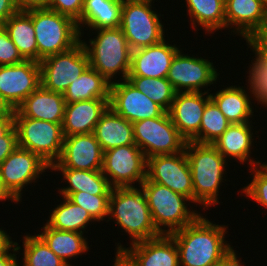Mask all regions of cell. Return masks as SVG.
<instances>
[{
	"instance_id": "1",
	"label": "cell",
	"mask_w": 267,
	"mask_h": 266,
	"mask_svg": "<svg viewBox=\"0 0 267 266\" xmlns=\"http://www.w3.org/2000/svg\"><path fill=\"white\" fill-rule=\"evenodd\" d=\"M202 214L191 224L169 234L179 251V266H215L233 247L226 240V225Z\"/></svg>"
},
{
	"instance_id": "2",
	"label": "cell",
	"mask_w": 267,
	"mask_h": 266,
	"mask_svg": "<svg viewBox=\"0 0 267 266\" xmlns=\"http://www.w3.org/2000/svg\"><path fill=\"white\" fill-rule=\"evenodd\" d=\"M185 152L192 174L194 203L208 210L220 203L219 189L226 181V165L230 161L213 144L187 141Z\"/></svg>"
},
{
	"instance_id": "3",
	"label": "cell",
	"mask_w": 267,
	"mask_h": 266,
	"mask_svg": "<svg viewBox=\"0 0 267 266\" xmlns=\"http://www.w3.org/2000/svg\"><path fill=\"white\" fill-rule=\"evenodd\" d=\"M120 226L130 238V245L162 235L155 227L146 196L138 187L112 188L109 198L110 220Z\"/></svg>"
},
{
	"instance_id": "4",
	"label": "cell",
	"mask_w": 267,
	"mask_h": 266,
	"mask_svg": "<svg viewBox=\"0 0 267 266\" xmlns=\"http://www.w3.org/2000/svg\"><path fill=\"white\" fill-rule=\"evenodd\" d=\"M95 38L80 40L88 55L89 65L104 76L110 83L128 79L131 67L132 50L120 27L92 30ZM88 43V44H87ZM122 77V78H121Z\"/></svg>"
},
{
	"instance_id": "5",
	"label": "cell",
	"mask_w": 267,
	"mask_h": 266,
	"mask_svg": "<svg viewBox=\"0 0 267 266\" xmlns=\"http://www.w3.org/2000/svg\"><path fill=\"white\" fill-rule=\"evenodd\" d=\"M140 186L146 196L154 225L161 234L169 235L182 229L201 215L188 207L192 203L188 197L173 192L166 186L151 182L147 178Z\"/></svg>"
},
{
	"instance_id": "6",
	"label": "cell",
	"mask_w": 267,
	"mask_h": 266,
	"mask_svg": "<svg viewBox=\"0 0 267 266\" xmlns=\"http://www.w3.org/2000/svg\"><path fill=\"white\" fill-rule=\"evenodd\" d=\"M32 22L38 46V62L70 50L80 40L77 22L48 8H33Z\"/></svg>"
},
{
	"instance_id": "7",
	"label": "cell",
	"mask_w": 267,
	"mask_h": 266,
	"mask_svg": "<svg viewBox=\"0 0 267 266\" xmlns=\"http://www.w3.org/2000/svg\"><path fill=\"white\" fill-rule=\"evenodd\" d=\"M154 0H123L120 28L131 50L160 43L166 35L164 23L152 7Z\"/></svg>"
},
{
	"instance_id": "8",
	"label": "cell",
	"mask_w": 267,
	"mask_h": 266,
	"mask_svg": "<svg viewBox=\"0 0 267 266\" xmlns=\"http://www.w3.org/2000/svg\"><path fill=\"white\" fill-rule=\"evenodd\" d=\"M132 124L135 144L146 159L156 155H173L185 150L187 140L176 129L166 111L159 117Z\"/></svg>"
},
{
	"instance_id": "9",
	"label": "cell",
	"mask_w": 267,
	"mask_h": 266,
	"mask_svg": "<svg viewBox=\"0 0 267 266\" xmlns=\"http://www.w3.org/2000/svg\"><path fill=\"white\" fill-rule=\"evenodd\" d=\"M18 147L39 155L52 166L60 157L64 143L62 124L28 117H14Z\"/></svg>"
},
{
	"instance_id": "10",
	"label": "cell",
	"mask_w": 267,
	"mask_h": 266,
	"mask_svg": "<svg viewBox=\"0 0 267 266\" xmlns=\"http://www.w3.org/2000/svg\"><path fill=\"white\" fill-rule=\"evenodd\" d=\"M48 169L50 170L51 166L39 155L17 146L0 164L1 184L8 194L19 203L22 202L23 188L29 184H35Z\"/></svg>"
},
{
	"instance_id": "11",
	"label": "cell",
	"mask_w": 267,
	"mask_h": 266,
	"mask_svg": "<svg viewBox=\"0 0 267 266\" xmlns=\"http://www.w3.org/2000/svg\"><path fill=\"white\" fill-rule=\"evenodd\" d=\"M147 159L137 145L119 146L103 152L102 173L112 188L138 187L146 179ZM138 182V183H137Z\"/></svg>"
},
{
	"instance_id": "12",
	"label": "cell",
	"mask_w": 267,
	"mask_h": 266,
	"mask_svg": "<svg viewBox=\"0 0 267 266\" xmlns=\"http://www.w3.org/2000/svg\"><path fill=\"white\" fill-rule=\"evenodd\" d=\"M39 63L41 86L62 94L90 66L81 41L70 50L49 56Z\"/></svg>"
},
{
	"instance_id": "13",
	"label": "cell",
	"mask_w": 267,
	"mask_h": 266,
	"mask_svg": "<svg viewBox=\"0 0 267 266\" xmlns=\"http://www.w3.org/2000/svg\"><path fill=\"white\" fill-rule=\"evenodd\" d=\"M182 51L180 48L172 59L167 75L176 93L203 92L206 87L215 85L220 73L214 63L209 59L194 57L195 55L189 56Z\"/></svg>"
},
{
	"instance_id": "14",
	"label": "cell",
	"mask_w": 267,
	"mask_h": 266,
	"mask_svg": "<svg viewBox=\"0 0 267 266\" xmlns=\"http://www.w3.org/2000/svg\"><path fill=\"white\" fill-rule=\"evenodd\" d=\"M146 178L188 197L194 204L192 174L185 150L147 158Z\"/></svg>"
},
{
	"instance_id": "15",
	"label": "cell",
	"mask_w": 267,
	"mask_h": 266,
	"mask_svg": "<svg viewBox=\"0 0 267 266\" xmlns=\"http://www.w3.org/2000/svg\"><path fill=\"white\" fill-rule=\"evenodd\" d=\"M109 107L133 123L161 116L165 110L140 92L128 79L111 83Z\"/></svg>"
},
{
	"instance_id": "16",
	"label": "cell",
	"mask_w": 267,
	"mask_h": 266,
	"mask_svg": "<svg viewBox=\"0 0 267 266\" xmlns=\"http://www.w3.org/2000/svg\"><path fill=\"white\" fill-rule=\"evenodd\" d=\"M40 85L39 62L25 60L16 65L0 66V96L12 110Z\"/></svg>"
},
{
	"instance_id": "17",
	"label": "cell",
	"mask_w": 267,
	"mask_h": 266,
	"mask_svg": "<svg viewBox=\"0 0 267 266\" xmlns=\"http://www.w3.org/2000/svg\"><path fill=\"white\" fill-rule=\"evenodd\" d=\"M116 253H121L132 266H179L177 245L167 234L131 244L129 247H124L119 242Z\"/></svg>"
},
{
	"instance_id": "18",
	"label": "cell",
	"mask_w": 267,
	"mask_h": 266,
	"mask_svg": "<svg viewBox=\"0 0 267 266\" xmlns=\"http://www.w3.org/2000/svg\"><path fill=\"white\" fill-rule=\"evenodd\" d=\"M103 150L94 133L64 136L59 159L51 168L102 170Z\"/></svg>"
},
{
	"instance_id": "19",
	"label": "cell",
	"mask_w": 267,
	"mask_h": 266,
	"mask_svg": "<svg viewBox=\"0 0 267 266\" xmlns=\"http://www.w3.org/2000/svg\"><path fill=\"white\" fill-rule=\"evenodd\" d=\"M266 23L267 6L260 0H225V28L231 35L250 42Z\"/></svg>"
},
{
	"instance_id": "20",
	"label": "cell",
	"mask_w": 267,
	"mask_h": 266,
	"mask_svg": "<svg viewBox=\"0 0 267 266\" xmlns=\"http://www.w3.org/2000/svg\"><path fill=\"white\" fill-rule=\"evenodd\" d=\"M210 88L204 92H179L168 111L180 134L190 141L200 129L206 103L211 99Z\"/></svg>"
},
{
	"instance_id": "21",
	"label": "cell",
	"mask_w": 267,
	"mask_h": 266,
	"mask_svg": "<svg viewBox=\"0 0 267 266\" xmlns=\"http://www.w3.org/2000/svg\"><path fill=\"white\" fill-rule=\"evenodd\" d=\"M179 48L163 39L158 44L132 50L128 76L167 78L172 59Z\"/></svg>"
},
{
	"instance_id": "22",
	"label": "cell",
	"mask_w": 267,
	"mask_h": 266,
	"mask_svg": "<svg viewBox=\"0 0 267 266\" xmlns=\"http://www.w3.org/2000/svg\"><path fill=\"white\" fill-rule=\"evenodd\" d=\"M65 108L66 102L62 93L47 90L40 85L13 110V116L62 124Z\"/></svg>"
},
{
	"instance_id": "23",
	"label": "cell",
	"mask_w": 267,
	"mask_h": 266,
	"mask_svg": "<svg viewBox=\"0 0 267 266\" xmlns=\"http://www.w3.org/2000/svg\"><path fill=\"white\" fill-rule=\"evenodd\" d=\"M110 98H95L66 104L62 130L64 136L93 133Z\"/></svg>"
},
{
	"instance_id": "24",
	"label": "cell",
	"mask_w": 267,
	"mask_h": 266,
	"mask_svg": "<svg viewBox=\"0 0 267 266\" xmlns=\"http://www.w3.org/2000/svg\"><path fill=\"white\" fill-rule=\"evenodd\" d=\"M252 124V122L231 124L213 145L225 159L238 160L242 165L249 164L250 168L260 165L262 161H254L250 155L255 144Z\"/></svg>"
},
{
	"instance_id": "25",
	"label": "cell",
	"mask_w": 267,
	"mask_h": 266,
	"mask_svg": "<svg viewBox=\"0 0 267 266\" xmlns=\"http://www.w3.org/2000/svg\"><path fill=\"white\" fill-rule=\"evenodd\" d=\"M245 88L238 84L210 93L211 99L231 124L252 122L251 118L254 117V102H251L252 97Z\"/></svg>"
},
{
	"instance_id": "26",
	"label": "cell",
	"mask_w": 267,
	"mask_h": 266,
	"mask_svg": "<svg viewBox=\"0 0 267 266\" xmlns=\"http://www.w3.org/2000/svg\"><path fill=\"white\" fill-rule=\"evenodd\" d=\"M93 133L103 152L119 146L136 145L133 124L110 107L101 115Z\"/></svg>"
},
{
	"instance_id": "27",
	"label": "cell",
	"mask_w": 267,
	"mask_h": 266,
	"mask_svg": "<svg viewBox=\"0 0 267 266\" xmlns=\"http://www.w3.org/2000/svg\"><path fill=\"white\" fill-rule=\"evenodd\" d=\"M122 6L123 0H84L80 22L77 24L80 37L84 36V27L89 28V31L119 27Z\"/></svg>"
},
{
	"instance_id": "28",
	"label": "cell",
	"mask_w": 267,
	"mask_h": 266,
	"mask_svg": "<svg viewBox=\"0 0 267 266\" xmlns=\"http://www.w3.org/2000/svg\"><path fill=\"white\" fill-rule=\"evenodd\" d=\"M61 172L67 183L66 187L58 188L61 196L68 197L73 192H85L90 195H110L112 187L101 170L88 171L71 168H51L50 171Z\"/></svg>"
},
{
	"instance_id": "29",
	"label": "cell",
	"mask_w": 267,
	"mask_h": 266,
	"mask_svg": "<svg viewBox=\"0 0 267 266\" xmlns=\"http://www.w3.org/2000/svg\"><path fill=\"white\" fill-rule=\"evenodd\" d=\"M41 227L43 231L37 235L51 249V251L61 258L66 264H70L71 258H78L83 253L89 251V241L85 235L75 231L56 230L46 223Z\"/></svg>"
},
{
	"instance_id": "30",
	"label": "cell",
	"mask_w": 267,
	"mask_h": 266,
	"mask_svg": "<svg viewBox=\"0 0 267 266\" xmlns=\"http://www.w3.org/2000/svg\"><path fill=\"white\" fill-rule=\"evenodd\" d=\"M2 26L8 32L21 56L25 60L38 62V46L32 22V9L18 10Z\"/></svg>"
},
{
	"instance_id": "31",
	"label": "cell",
	"mask_w": 267,
	"mask_h": 266,
	"mask_svg": "<svg viewBox=\"0 0 267 266\" xmlns=\"http://www.w3.org/2000/svg\"><path fill=\"white\" fill-rule=\"evenodd\" d=\"M184 2H186L191 26L195 31L201 30L198 28L200 26L205 30V34H214L220 29L225 30V0H185Z\"/></svg>"
},
{
	"instance_id": "32",
	"label": "cell",
	"mask_w": 267,
	"mask_h": 266,
	"mask_svg": "<svg viewBox=\"0 0 267 266\" xmlns=\"http://www.w3.org/2000/svg\"><path fill=\"white\" fill-rule=\"evenodd\" d=\"M111 83L89 66L63 93L66 104L95 98H110Z\"/></svg>"
},
{
	"instance_id": "33",
	"label": "cell",
	"mask_w": 267,
	"mask_h": 266,
	"mask_svg": "<svg viewBox=\"0 0 267 266\" xmlns=\"http://www.w3.org/2000/svg\"><path fill=\"white\" fill-rule=\"evenodd\" d=\"M60 204L50 210L46 224L56 230L75 231L84 234L88 233V224L91 225L95 220L89 213L71 202L67 197L62 196ZM91 223V224H90Z\"/></svg>"
},
{
	"instance_id": "34",
	"label": "cell",
	"mask_w": 267,
	"mask_h": 266,
	"mask_svg": "<svg viewBox=\"0 0 267 266\" xmlns=\"http://www.w3.org/2000/svg\"><path fill=\"white\" fill-rule=\"evenodd\" d=\"M23 236V244L15 242L17 252L23 250L22 266H69L55 255L44 241L34 233Z\"/></svg>"
},
{
	"instance_id": "35",
	"label": "cell",
	"mask_w": 267,
	"mask_h": 266,
	"mask_svg": "<svg viewBox=\"0 0 267 266\" xmlns=\"http://www.w3.org/2000/svg\"><path fill=\"white\" fill-rule=\"evenodd\" d=\"M230 125L216 103L210 99L206 103L199 132L190 141L213 144Z\"/></svg>"
},
{
	"instance_id": "36",
	"label": "cell",
	"mask_w": 267,
	"mask_h": 266,
	"mask_svg": "<svg viewBox=\"0 0 267 266\" xmlns=\"http://www.w3.org/2000/svg\"><path fill=\"white\" fill-rule=\"evenodd\" d=\"M128 80L166 112L170 110L176 91L167 78L128 76Z\"/></svg>"
},
{
	"instance_id": "37",
	"label": "cell",
	"mask_w": 267,
	"mask_h": 266,
	"mask_svg": "<svg viewBox=\"0 0 267 266\" xmlns=\"http://www.w3.org/2000/svg\"><path fill=\"white\" fill-rule=\"evenodd\" d=\"M248 48L253 52L255 57L251 60L249 70L247 72L248 85L246 88L249 91L253 100L262 106L267 107V59L249 42H247Z\"/></svg>"
},
{
	"instance_id": "38",
	"label": "cell",
	"mask_w": 267,
	"mask_h": 266,
	"mask_svg": "<svg viewBox=\"0 0 267 266\" xmlns=\"http://www.w3.org/2000/svg\"><path fill=\"white\" fill-rule=\"evenodd\" d=\"M67 198L86 210L97 222L104 221L109 215L110 195H90L80 191L71 193Z\"/></svg>"
},
{
	"instance_id": "39",
	"label": "cell",
	"mask_w": 267,
	"mask_h": 266,
	"mask_svg": "<svg viewBox=\"0 0 267 266\" xmlns=\"http://www.w3.org/2000/svg\"><path fill=\"white\" fill-rule=\"evenodd\" d=\"M252 175V180L243 186L241 194L254 200L264 209H267V163H261L248 169Z\"/></svg>"
},
{
	"instance_id": "40",
	"label": "cell",
	"mask_w": 267,
	"mask_h": 266,
	"mask_svg": "<svg viewBox=\"0 0 267 266\" xmlns=\"http://www.w3.org/2000/svg\"><path fill=\"white\" fill-rule=\"evenodd\" d=\"M24 61L25 59L10 39L8 32L0 25V66L16 65Z\"/></svg>"
},
{
	"instance_id": "41",
	"label": "cell",
	"mask_w": 267,
	"mask_h": 266,
	"mask_svg": "<svg viewBox=\"0 0 267 266\" xmlns=\"http://www.w3.org/2000/svg\"><path fill=\"white\" fill-rule=\"evenodd\" d=\"M84 0H48L46 8L80 22Z\"/></svg>"
},
{
	"instance_id": "42",
	"label": "cell",
	"mask_w": 267,
	"mask_h": 266,
	"mask_svg": "<svg viewBox=\"0 0 267 266\" xmlns=\"http://www.w3.org/2000/svg\"><path fill=\"white\" fill-rule=\"evenodd\" d=\"M18 146L17 131L15 126L4 136V142H0V164Z\"/></svg>"
},
{
	"instance_id": "43",
	"label": "cell",
	"mask_w": 267,
	"mask_h": 266,
	"mask_svg": "<svg viewBox=\"0 0 267 266\" xmlns=\"http://www.w3.org/2000/svg\"><path fill=\"white\" fill-rule=\"evenodd\" d=\"M249 43L254 46L263 56H267V23Z\"/></svg>"
},
{
	"instance_id": "44",
	"label": "cell",
	"mask_w": 267,
	"mask_h": 266,
	"mask_svg": "<svg viewBox=\"0 0 267 266\" xmlns=\"http://www.w3.org/2000/svg\"><path fill=\"white\" fill-rule=\"evenodd\" d=\"M17 11L13 0H0V25H3Z\"/></svg>"
},
{
	"instance_id": "45",
	"label": "cell",
	"mask_w": 267,
	"mask_h": 266,
	"mask_svg": "<svg viewBox=\"0 0 267 266\" xmlns=\"http://www.w3.org/2000/svg\"><path fill=\"white\" fill-rule=\"evenodd\" d=\"M236 252L238 251L232 247L215 266H244L242 258L238 257Z\"/></svg>"
},
{
	"instance_id": "46",
	"label": "cell",
	"mask_w": 267,
	"mask_h": 266,
	"mask_svg": "<svg viewBox=\"0 0 267 266\" xmlns=\"http://www.w3.org/2000/svg\"><path fill=\"white\" fill-rule=\"evenodd\" d=\"M16 253L19 254L14 244L7 252L0 254V266H20L21 262Z\"/></svg>"
},
{
	"instance_id": "47",
	"label": "cell",
	"mask_w": 267,
	"mask_h": 266,
	"mask_svg": "<svg viewBox=\"0 0 267 266\" xmlns=\"http://www.w3.org/2000/svg\"><path fill=\"white\" fill-rule=\"evenodd\" d=\"M18 10L46 8L48 0H13Z\"/></svg>"
},
{
	"instance_id": "48",
	"label": "cell",
	"mask_w": 267,
	"mask_h": 266,
	"mask_svg": "<svg viewBox=\"0 0 267 266\" xmlns=\"http://www.w3.org/2000/svg\"><path fill=\"white\" fill-rule=\"evenodd\" d=\"M14 127L13 112L0 119V142H4V136Z\"/></svg>"
},
{
	"instance_id": "49",
	"label": "cell",
	"mask_w": 267,
	"mask_h": 266,
	"mask_svg": "<svg viewBox=\"0 0 267 266\" xmlns=\"http://www.w3.org/2000/svg\"><path fill=\"white\" fill-rule=\"evenodd\" d=\"M15 241L8 235V233L0 228V254L7 252L13 245Z\"/></svg>"
},
{
	"instance_id": "50",
	"label": "cell",
	"mask_w": 267,
	"mask_h": 266,
	"mask_svg": "<svg viewBox=\"0 0 267 266\" xmlns=\"http://www.w3.org/2000/svg\"><path fill=\"white\" fill-rule=\"evenodd\" d=\"M12 112L13 110L0 96V119L9 116Z\"/></svg>"
},
{
	"instance_id": "51",
	"label": "cell",
	"mask_w": 267,
	"mask_h": 266,
	"mask_svg": "<svg viewBox=\"0 0 267 266\" xmlns=\"http://www.w3.org/2000/svg\"><path fill=\"white\" fill-rule=\"evenodd\" d=\"M112 266H132L121 253H115L114 263Z\"/></svg>"
},
{
	"instance_id": "52",
	"label": "cell",
	"mask_w": 267,
	"mask_h": 266,
	"mask_svg": "<svg viewBox=\"0 0 267 266\" xmlns=\"http://www.w3.org/2000/svg\"><path fill=\"white\" fill-rule=\"evenodd\" d=\"M10 200L11 202H14L17 204V202L8 194V192L3 188L0 180V201H6Z\"/></svg>"
},
{
	"instance_id": "53",
	"label": "cell",
	"mask_w": 267,
	"mask_h": 266,
	"mask_svg": "<svg viewBox=\"0 0 267 266\" xmlns=\"http://www.w3.org/2000/svg\"><path fill=\"white\" fill-rule=\"evenodd\" d=\"M260 1L267 6V0H260Z\"/></svg>"
}]
</instances>
